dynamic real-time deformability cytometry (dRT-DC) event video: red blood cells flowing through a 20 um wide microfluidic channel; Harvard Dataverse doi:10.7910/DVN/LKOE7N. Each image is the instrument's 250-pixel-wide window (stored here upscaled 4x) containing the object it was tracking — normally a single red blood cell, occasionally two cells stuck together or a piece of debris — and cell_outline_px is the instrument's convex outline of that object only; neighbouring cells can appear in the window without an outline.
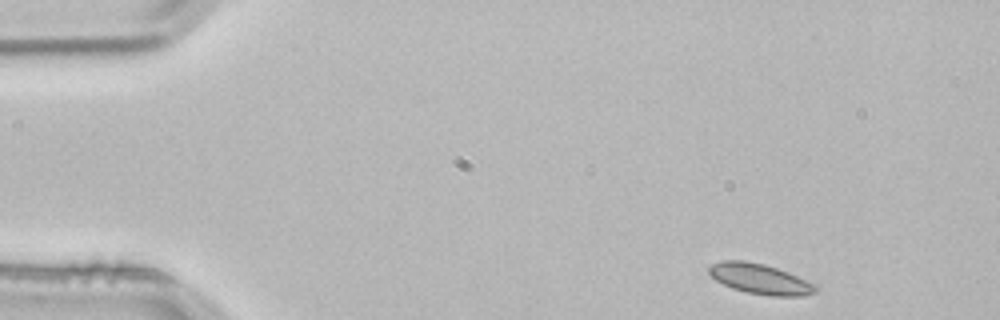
{"species": "common noctule bat (a hibernating species)", "species_latin": "Nyctalus noctula", "temperature_condition": "room temperature", "stored_images_in_passage": 2, "camera_frame_rate_fps": 3000, "um_per_image_px": 0.085, "animal": {"sex": "male", "body_mass_g": 21.5, "forearm_length_mm": 52.0}, "frame": {"image": 1, "passage_image": 1, "time_ms": 0.0, "image_size_px": [1000, 320], "cell_outline_px": [[820, 288], [816, 292], [804, 296], [772, 296], [748, 292], [732, 288], [716, 280], [708, 272], [708, 268], [712, 264], [720, 260], [744, 260], [764, 264], [788, 272], [816, 284]], "centroid_in_image_um": [64.64, 23.7], "position_along_channel_um": 20.4, "area_um2": 18.84}}